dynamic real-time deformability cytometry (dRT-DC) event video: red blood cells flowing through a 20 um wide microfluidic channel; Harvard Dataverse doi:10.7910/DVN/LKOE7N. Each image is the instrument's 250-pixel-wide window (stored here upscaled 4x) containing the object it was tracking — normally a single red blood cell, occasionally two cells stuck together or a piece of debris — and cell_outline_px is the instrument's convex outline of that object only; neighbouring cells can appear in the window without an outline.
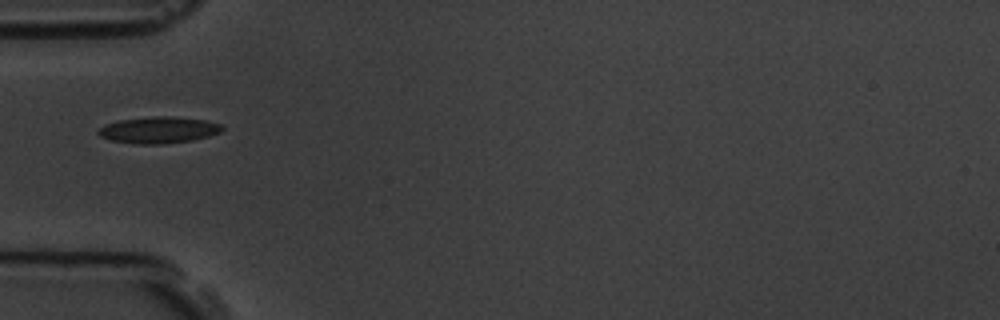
{"species": "common noctule bat (a hibernating species)", "species_latin": "Nyctalus noctula", "temperature_condition": "room temperature", "stored_images_in_passage": 4, "camera_frame_rate_fps": 3000, "um_per_image_px": 0.085, "animal": {"sex": "male", "body_mass_g": 19.5, "forearm_length_mm": 54.6}, "frame": {"image": 1, "passage_image": 1, "time_ms": 0.0, "image_size_px": [1000, 320], "cell_outline_px": [[224, 128], [220, 132], [208, 136], [192, 140], [160, 144], [136, 144], [112, 140], [100, 136], [96, 132], [96, 128], [104, 124], [120, 120], [152, 116], [172, 116], [208, 120], [224, 124]], "centroid_in_image_um": [13.49, 11.03], "position_along_channel_um": 71.5, "area_um2": 19.36}}
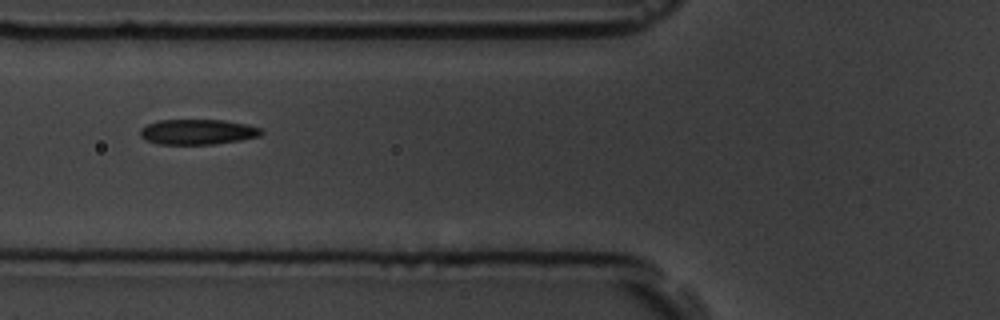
{"frame": {"image": 2, "passage_image": 2, "time_ms": 1.0, "image_size_px": [1000, 320], "cell_outline_px": [[264, 132], [260, 136], [240, 140], [216, 144], [156, 144], [144, 140], [140, 136], [140, 128], [156, 120], [224, 120], [248, 124], [260, 128]], "centroid_in_image_um": [16.78, 11.21], "position_along_channel_um": 109.0, "area_um2": 18.03}}
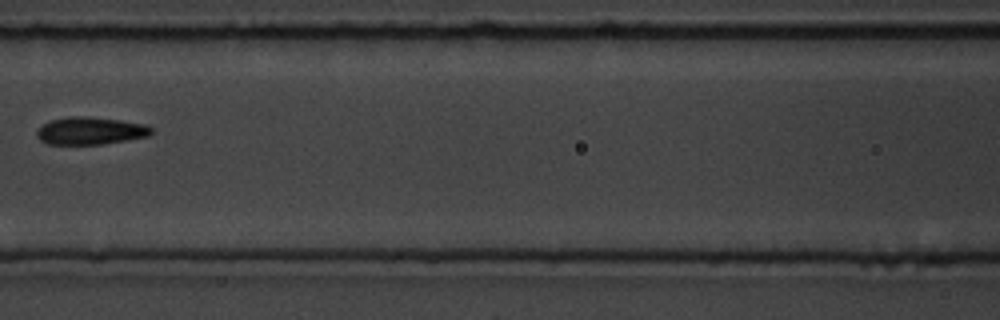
{"frame": {"image": 3, "passage_image": 3, "time_ms": 2.333, "image_size_px": [1000, 320], "cell_outline_px": [[152, 132], [148, 136], [128, 140], [100, 144], [48, 144], [40, 140], [36, 136], [36, 132], [44, 124], [52, 120], [72, 116], [88, 116], [120, 120], [144, 124], [152, 128]], "centroid_in_image_um": [7.69, 11.12], "position_along_channel_um": 158.9, "area_um2": 18.21}}